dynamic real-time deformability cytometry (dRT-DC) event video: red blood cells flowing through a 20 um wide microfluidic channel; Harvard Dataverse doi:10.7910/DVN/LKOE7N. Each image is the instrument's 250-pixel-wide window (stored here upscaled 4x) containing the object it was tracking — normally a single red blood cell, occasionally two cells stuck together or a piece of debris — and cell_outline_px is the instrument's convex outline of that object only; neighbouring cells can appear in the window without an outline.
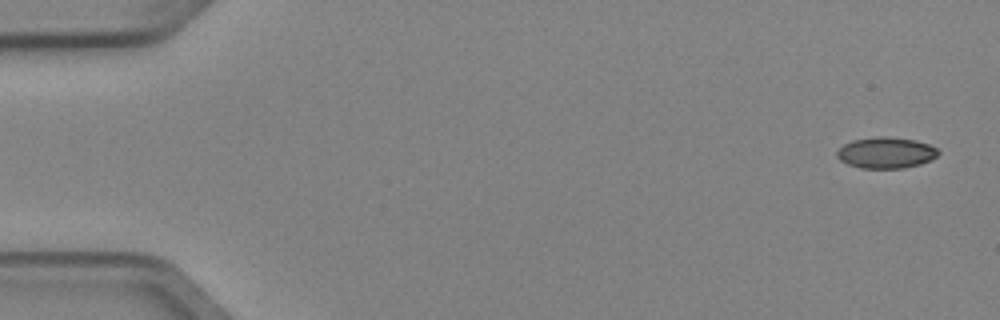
{"species": "Egyptian fruit bat (a non-hibernating species)", "species_latin": "Rousettus aegyptiacus", "temperature_condition": "cold", "stored_images_in_passage": 4, "camera_frame_rate_fps": 3000, "um_per_image_px": 0.085, "animal": {"sex": "female"}, "frame": {"image": 1, "passage_image": 1, "time_ms": 0.0, "image_size_px": [1000, 320], "cell_outline_px": [[940, 152], [932, 160], [920, 164], [904, 168], [860, 168], [848, 164], [840, 160], [836, 156], [836, 152], [844, 144], [852, 140], [876, 136], [888, 136], [916, 140], [928, 144], [936, 148]], "centroid_in_image_um": [75.31, 12.97], "position_along_channel_um": 9.7, "area_um2": 18.5}}